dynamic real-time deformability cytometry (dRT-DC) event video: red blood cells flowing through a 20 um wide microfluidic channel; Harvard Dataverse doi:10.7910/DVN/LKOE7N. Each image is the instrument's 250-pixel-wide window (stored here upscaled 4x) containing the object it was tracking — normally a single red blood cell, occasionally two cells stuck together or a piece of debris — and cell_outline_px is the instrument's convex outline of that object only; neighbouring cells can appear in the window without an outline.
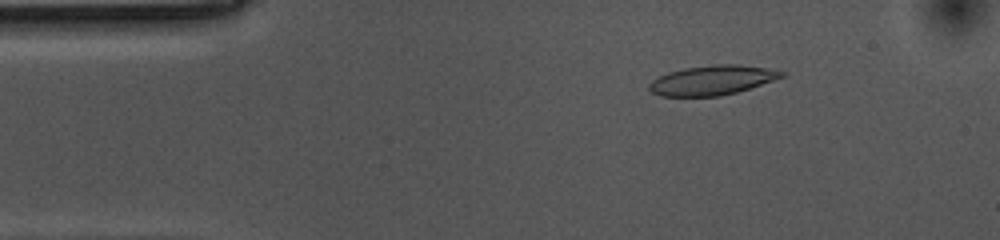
{"species": "common noctule bat (a hibernating species)", "species_latin": "Nyctalus noctula", "temperature_condition": "cold", "stored_images_in_passage": 49, "camera_frame_rate_fps": 3000, "um_per_image_px": 0.085, "animal": {"sex": "female", "body_mass_g": 10.0, "forearm_length_mm": 53.1}, "frame": {"image": 1, "passage_image": 2, "time_ms": 0.333, "image_size_px": [1000, 240], "cell_outline_px": [[788, 76], [736, 92], [720, 96], [660, 96], [652, 92], [648, 88], [648, 84], [652, 80], [668, 72], [684, 68], [712, 64], [740, 64], [788, 72]], "centroid_in_image_um": [60.56, 6.81], "position_along_channel_um": 24.4, "area_um2": 22.95}}
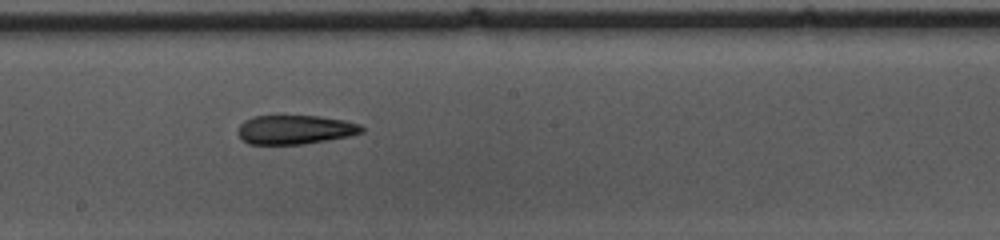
{"frame": {"image": 2, "passage_image": 23, "time_ms": 7.333, "image_size_px": [1000, 240], "cell_outline_px": [[364, 132], [352, 136], [304, 144], [248, 144], [240, 140], [240, 124], [244, 120], [252, 116], [320, 116], [344, 120], [360, 124], [364, 128]], "centroid_in_image_um": [25.12, 11.02], "position_along_channel_um": 223.1, "area_um2": 21.1}}
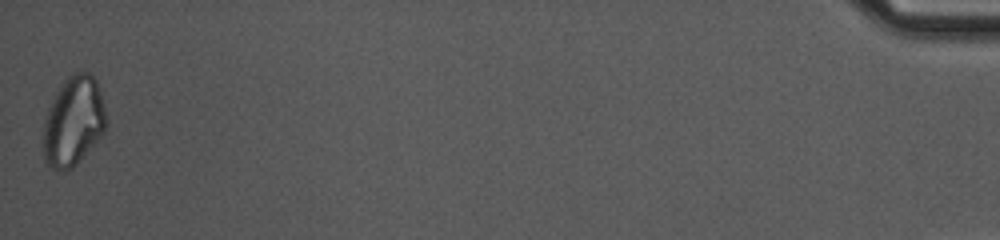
{"frame": {"image": 3, "passage_image": 49, "time_ms": 16.0, "image_size_px": [1000, 240], "cell_outline_px": [[104, 132], [76, 164], [68, 172], [52, 168], [44, 160], [44, 120], [48, 108], [60, 84], [68, 76], [76, 72], [88, 72], [96, 80], [100, 92], [104, 108]], "centroid_in_image_um": [6.21, 10.31], "position_along_channel_um": 429.0, "area_um2": 32.25}, "authors_computed_cell_mechanics": {"area_um2": 22.9466, "velocity_mm_per_s": 3.5501, "shape_relaxation_time_tau1_ms": null, "shape_relaxation_time_tau2_ms": 7.1095, "deformation_change_tau1": null, "deformation_change_tau2": 0.1468}}